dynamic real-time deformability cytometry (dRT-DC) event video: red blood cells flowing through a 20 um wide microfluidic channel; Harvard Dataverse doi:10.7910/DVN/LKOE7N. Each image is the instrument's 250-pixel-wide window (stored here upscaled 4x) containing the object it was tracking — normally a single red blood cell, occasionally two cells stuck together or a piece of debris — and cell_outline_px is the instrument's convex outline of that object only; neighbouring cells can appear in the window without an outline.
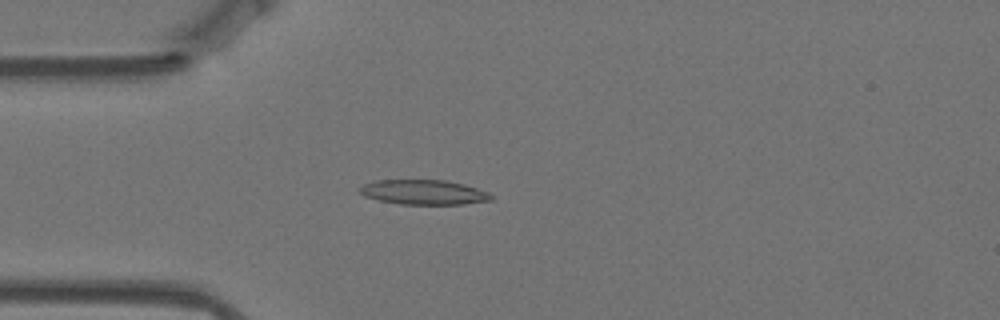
{"species": "Egyptian fruit bat (a non-hibernating species)", "species_latin": "Rousettus aegyptiacus", "temperature_condition": "warm", "stored_images_in_passage": 44, "camera_frame_rate_fps": 3000, "um_per_image_px": 0.085, "animal": {"sex": "female"}, "frame": {"image": 1, "passage_image": 15, "time_ms": 4.667, "image_size_px": [1000, 320], "cell_outline_px": [[492, 200], [464, 204], [400, 204], [380, 200], [364, 196], [356, 188], [364, 184], [376, 180], [444, 180], [464, 184], [488, 192], [492, 196]], "centroid_in_image_um": [35.99, 16.33], "position_along_channel_um": 49.0, "area_um2": 18.9}}
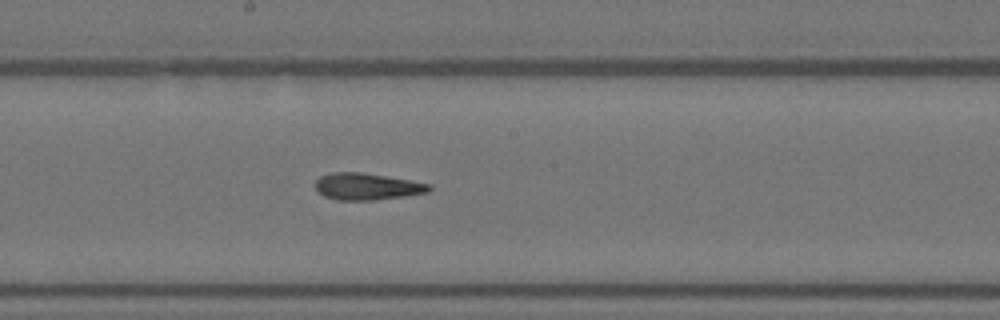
{"frame": {"image": 2, "passage_image": 30, "time_ms": 9.667, "image_size_px": [1000, 320], "cell_outline_px": [[432, 188], [428, 192], [404, 196], [376, 200], [336, 200], [324, 196], [316, 188], [316, 180], [320, 176], [332, 172], [364, 172], [432, 184]], "centroid_in_image_um": [31.21, 15.85], "position_along_channel_um": 217.0, "area_um2": 17.8}}
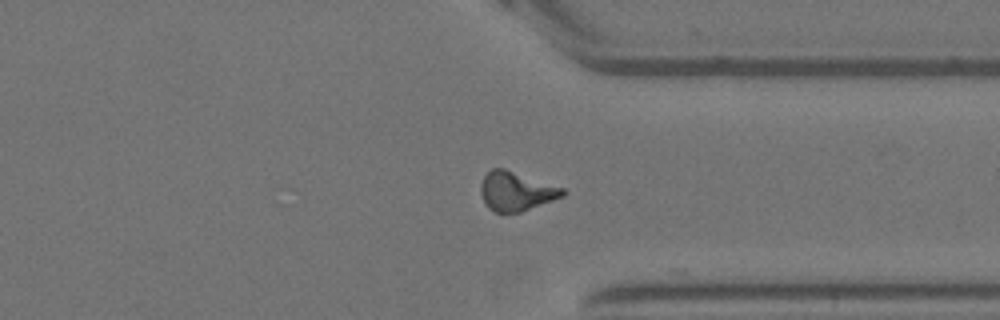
{"frame": {"image": 3, "passage_image": 43, "time_ms": 14.0, "image_size_px": [1000, 320], "cell_outline_px": [[568, 192], [564, 196], [520, 212], [496, 212], [488, 208], [480, 192], [480, 184], [484, 176], [492, 168], [504, 168], [564, 188]], "centroid_in_image_um": [43.88, 16.25], "position_along_channel_um": 367.5, "area_um2": 18.55}}